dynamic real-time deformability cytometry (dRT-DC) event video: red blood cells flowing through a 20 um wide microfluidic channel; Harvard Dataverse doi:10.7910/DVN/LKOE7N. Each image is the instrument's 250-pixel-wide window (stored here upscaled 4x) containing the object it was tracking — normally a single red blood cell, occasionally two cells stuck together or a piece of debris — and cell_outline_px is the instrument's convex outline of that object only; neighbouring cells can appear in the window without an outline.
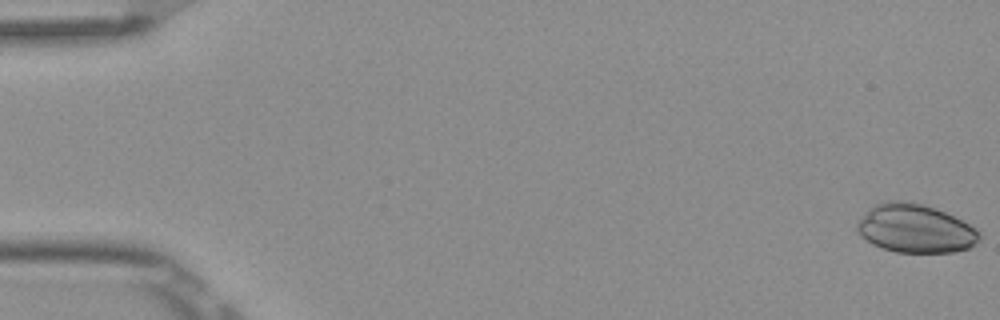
{"species": "Egyptian fruit bat (a non-hibernating species)", "species_latin": "Rousettus aegyptiacus", "temperature_condition": "room temperature", "stored_images_in_passage": 9, "camera_frame_rate_fps": 3000, "um_per_image_px": 0.085, "frame": {"image": 1, "passage_image": 1, "time_ms": 0.0, "image_size_px": [1000, 320], "cell_outline_px": [[980, 240], [968, 248], [952, 252], [896, 252], [872, 244], [856, 228], [856, 224], [876, 204], [884, 200], [900, 200], [924, 204], [936, 208], [976, 228], [980, 232]], "centroid_in_image_um": [77.83, 19.42], "position_along_channel_um": 7.2, "area_um2": 34.04}}
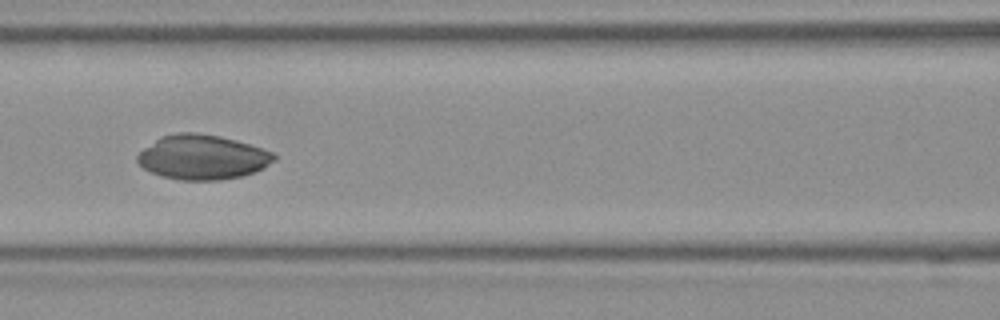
{"frame": {"image": 2, "passage_image": 7, "time_ms": 2.0, "image_size_px": [1000, 320], "cell_outline_px": [[276, 160], [264, 168], [244, 176], [220, 180], [180, 180], [160, 176], [144, 168], [136, 160], [136, 156], [144, 148], [160, 136], [176, 132], [196, 132], [220, 136], [236, 140], [272, 152], [276, 156]], "centroid_in_image_um": [17.2, 13.36], "position_along_channel_um": 149.4, "area_um2": 35.66}}
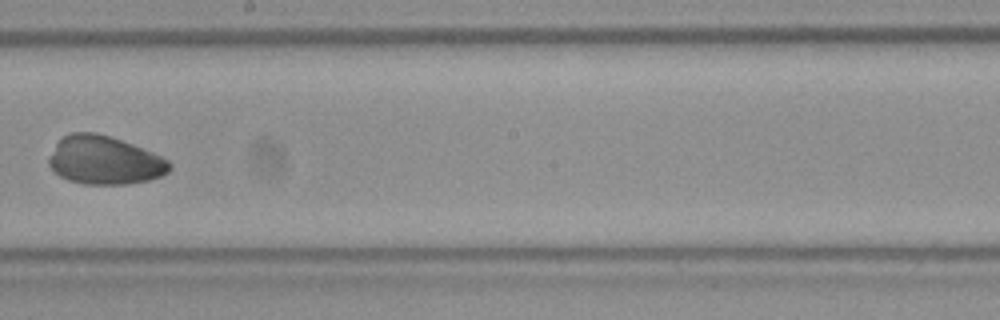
{"frame": {"image": 3, "passage_image": 9, "time_ms": 2.667, "image_size_px": [1000, 320], "cell_outline_px": [[172, 168], [168, 172], [160, 176], [148, 180], [128, 184], [84, 184], [68, 180], [60, 176], [48, 164], [48, 156], [56, 144], [64, 136], [72, 132], [96, 132], [112, 136], [152, 152], [168, 160], [172, 164]], "centroid_in_image_um": [8.88, 13.62], "position_along_channel_um": 239.3, "area_um2": 34.04}}